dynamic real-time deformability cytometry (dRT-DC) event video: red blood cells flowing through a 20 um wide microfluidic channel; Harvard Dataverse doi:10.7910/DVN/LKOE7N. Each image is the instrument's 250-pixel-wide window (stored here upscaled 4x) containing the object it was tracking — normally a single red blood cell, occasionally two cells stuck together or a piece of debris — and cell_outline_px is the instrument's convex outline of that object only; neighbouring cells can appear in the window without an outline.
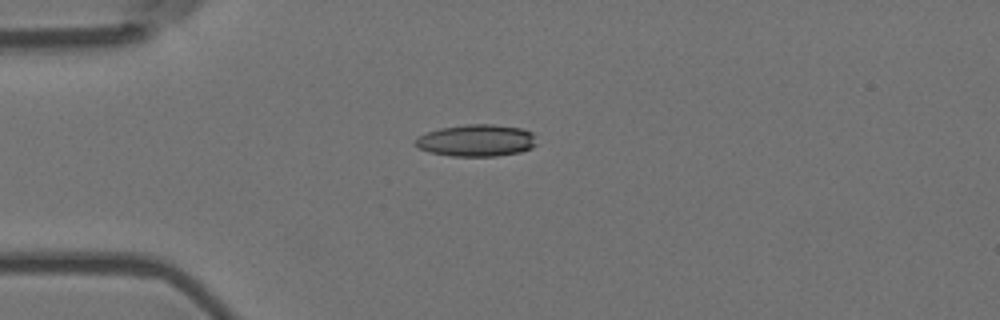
{"species": "Egyptian fruit bat (a non-hibernating species)", "species_latin": "Rousettus aegyptiacus", "temperature_condition": "room temperature", "stored_images_in_passage": 4, "camera_frame_rate_fps": 3000, "um_per_image_px": 0.085, "animal": {"sex": "female"}, "frame": {"image": 1, "passage_image": 2, "time_ms": 0.333, "image_size_px": [1000, 320], "cell_outline_px": [[536, 144], [532, 148], [520, 152], [496, 156], [452, 156], [428, 152], [416, 148], [416, 136], [440, 128], [468, 124], [492, 124], [520, 128], [532, 132]], "centroid_in_image_um": [40.47, 11.94], "position_along_channel_um": 44.5, "area_um2": 22.6}}
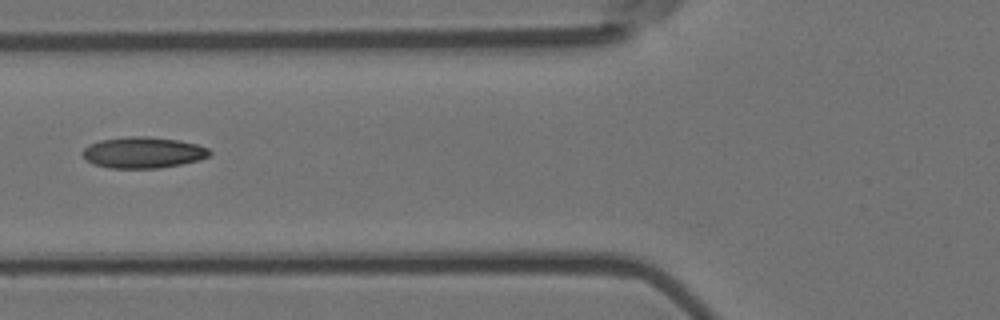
{"frame": {"image": 2, "passage_image": 4, "time_ms": 1.0, "image_size_px": [1000, 320], "cell_outline_px": [[212, 152], [208, 156], [200, 160], [160, 168], [108, 168], [92, 164], [80, 152], [88, 144], [100, 140], [128, 136], [148, 136], [176, 140], [196, 144], [208, 148]], "centroid_in_image_um": [12.13, 12.96], "position_along_channel_um": 113.7, "area_um2": 23.12}}